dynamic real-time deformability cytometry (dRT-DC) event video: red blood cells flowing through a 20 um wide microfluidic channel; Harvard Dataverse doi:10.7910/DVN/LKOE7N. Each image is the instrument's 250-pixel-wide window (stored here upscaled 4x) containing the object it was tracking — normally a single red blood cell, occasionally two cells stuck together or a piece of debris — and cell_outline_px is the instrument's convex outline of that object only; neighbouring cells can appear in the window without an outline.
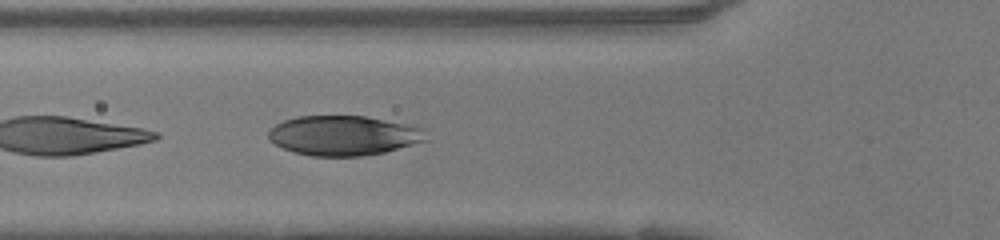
{"species": "human", "species_latin": "Homo sapiens", "temperature_condition": "warm", "stored_images_in_passage": 37, "camera_frame_rate_fps": 3000, "um_per_image_px": 0.085, "donor": {"sex": "female"}, "frame": {"image": 1, "passage_image": 7, "time_ms": 2.0, "image_size_px": [1000, 240], "cell_outline_px": [[428, 140], [384, 152], [360, 156], [312, 156], [292, 152], [276, 144], [268, 136], [268, 132], [276, 124], [284, 120], [296, 116], [364, 116], [420, 128]], "centroid_in_image_um": [29.14, 11.53], "position_along_channel_um": 96.7, "area_um2": 35.89}}
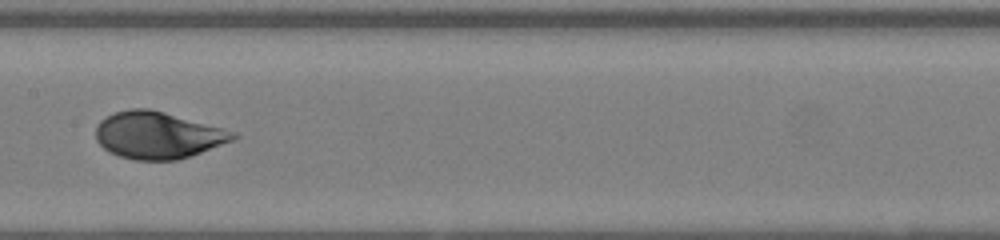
{"frame": {"image": 2, "passage_image": 14, "time_ms": 4.333, "image_size_px": [1000, 240], "cell_outline_px": [[240, 136], [232, 140], [200, 152], [176, 160], [136, 160], [120, 156], [108, 152], [96, 140], [96, 128], [100, 120], [112, 112], [132, 108], [148, 108], [164, 112], [236, 132]], "centroid_in_image_um": [13.36, 11.48], "position_along_channel_um": 194.0, "area_um2": 37.22}}
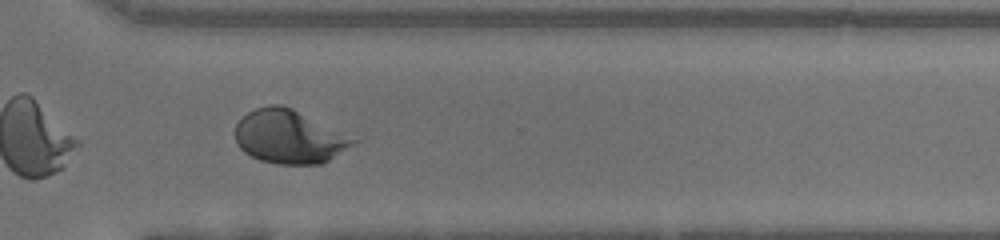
{"frame": {"image": 3, "passage_image": 25, "time_ms": 8.0, "image_size_px": [1000, 240], "cell_outline_px": [[364, 140], [324, 164], [276, 164], [260, 160], [244, 152], [240, 148], [236, 140], [236, 124], [248, 112], [256, 108], [268, 104], [280, 104], [292, 108], [364, 136]], "centroid_in_image_um": [24.81, 11.61], "position_along_channel_um": 345.8, "area_um2": 38.61}, "authors_computed_cell_mechanics": {"area_um2": 36.992, "velocity_mm_per_s": 4.1548, "shape_relaxation_time_tau1_ms": 4.0411, "shape_relaxation_time_tau2_ms": null, "deformation_change_tau1": 0.1973, "deformation_change_tau2": null}}